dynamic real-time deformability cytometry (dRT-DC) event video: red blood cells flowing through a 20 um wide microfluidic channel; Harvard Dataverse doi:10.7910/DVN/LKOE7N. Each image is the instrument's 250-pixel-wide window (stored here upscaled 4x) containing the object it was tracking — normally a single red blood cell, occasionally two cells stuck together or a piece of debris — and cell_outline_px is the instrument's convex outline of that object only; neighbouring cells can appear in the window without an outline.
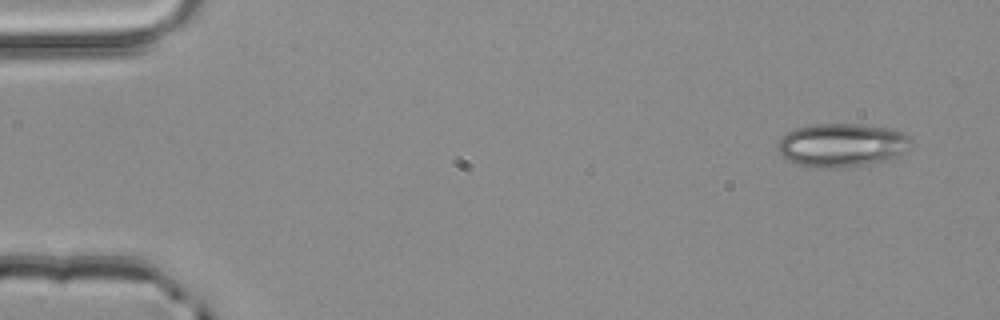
{"species": "common noctule bat (a hibernating species)", "species_latin": "Nyctalus noctula", "temperature_condition": "room temperature", "stored_images_in_passage": 3, "camera_frame_rate_fps": 3000, "um_per_image_px": 0.085, "animal": {"sex": "male", "body_mass_g": 20.4}, "frame": {"image": 1, "passage_image": 1, "time_ms": 0.0, "image_size_px": [1000, 320], "cell_outline_px": [[912, 144], [904, 152], [896, 156], [884, 160], [840, 168], [804, 168], [788, 160], [780, 152], [776, 144], [788, 132], [796, 128], [816, 124], [860, 124], [884, 128], [900, 132], [908, 136], [912, 140]], "centroid_in_image_um": [71.51, 12.35], "position_along_channel_um": 13.5, "area_um2": 33.52}}